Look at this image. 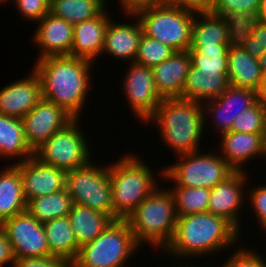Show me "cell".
Instances as JSON below:
<instances>
[{
  "mask_svg": "<svg viewBox=\"0 0 266 267\" xmlns=\"http://www.w3.org/2000/svg\"><path fill=\"white\" fill-rule=\"evenodd\" d=\"M220 137L219 153L235 171L247 172L244 164L262 156L263 133L229 131L221 134Z\"/></svg>",
  "mask_w": 266,
  "mask_h": 267,
  "instance_id": "cell-23",
  "label": "cell"
},
{
  "mask_svg": "<svg viewBox=\"0 0 266 267\" xmlns=\"http://www.w3.org/2000/svg\"><path fill=\"white\" fill-rule=\"evenodd\" d=\"M191 265V266H190ZM173 267H175V266H173ZM177 267H200V265L198 266V265H192V264H189L188 266L187 265H179V266H177ZM203 267V266H202ZM205 267V266H204Z\"/></svg>",
  "mask_w": 266,
  "mask_h": 267,
  "instance_id": "cell-49",
  "label": "cell"
},
{
  "mask_svg": "<svg viewBox=\"0 0 266 267\" xmlns=\"http://www.w3.org/2000/svg\"><path fill=\"white\" fill-rule=\"evenodd\" d=\"M177 219L172 192L159 186L126 218L140 247L144 243L163 250L174 235Z\"/></svg>",
  "mask_w": 266,
  "mask_h": 267,
  "instance_id": "cell-5",
  "label": "cell"
},
{
  "mask_svg": "<svg viewBox=\"0 0 266 267\" xmlns=\"http://www.w3.org/2000/svg\"><path fill=\"white\" fill-rule=\"evenodd\" d=\"M32 40L41 48L37 59L48 56L70 55L73 44V25L50 12L40 21Z\"/></svg>",
  "mask_w": 266,
  "mask_h": 267,
  "instance_id": "cell-19",
  "label": "cell"
},
{
  "mask_svg": "<svg viewBox=\"0 0 266 267\" xmlns=\"http://www.w3.org/2000/svg\"><path fill=\"white\" fill-rule=\"evenodd\" d=\"M111 17L105 9L99 16L73 26V44L70 56L96 62L102 55L105 32Z\"/></svg>",
  "mask_w": 266,
  "mask_h": 267,
  "instance_id": "cell-22",
  "label": "cell"
},
{
  "mask_svg": "<svg viewBox=\"0 0 266 267\" xmlns=\"http://www.w3.org/2000/svg\"><path fill=\"white\" fill-rule=\"evenodd\" d=\"M15 9L24 19L40 21L50 12V0H14Z\"/></svg>",
  "mask_w": 266,
  "mask_h": 267,
  "instance_id": "cell-38",
  "label": "cell"
},
{
  "mask_svg": "<svg viewBox=\"0 0 266 267\" xmlns=\"http://www.w3.org/2000/svg\"><path fill=\"white\" fill-rule=\"evenodd\" d=\"M258 62L263 74H266V50H264V52L258 57Z\"/></svg>",
  "mask_w": 266,
  "mask_h": 267,
  "instance_id": "cell-47",
  "label": "cell"
},
{
  "mask_svg": "<svg viewBox=\"0 0 266 267\" xmlns=\"http://www.w3.org/2000/svg\"><path fill=\"white\" fill-rule=\"evenodd\" d=\"M239 236L240 232L228 220L209 212L178 216L174 235L164 254L167 252L174 259L211 257L210 254L223 249H232L239 242Z\"/></svg>",
  "mask_w": 266,
  "mask_h": 267,
  "instance_id": "cell-2",
  "label": "cell"
},
{
  "mask_svg": "<svg viewBox=\"0 0 266 267\" xmlns=\"http://www.w3.org/2000/svg\"><path fill=\"white\" fill-rule=\"evenodd\" d=\"M12 267H71V264L60 257H26L15 258Z\"/></svg>",
  "mask_w": 266,
  "mask_h": 267,
  "instance_id": "cell-41",
  "label": "cell"
},
{
  "mask_svg": "<svg viewBox=\"0 0 266 267\" xmlns=\"http://www.w3.org/2000/svg\"><path fill=\"white\" fill-rule=\"evenodd\" d=\"M266 156V125L265 129L263 132V152H262V157L264 158Z\"/></svg>",
  "mask_w": 266,
  "mask_h": 267,
  "instance_id": "cell-48",
  "label": "cell"
},
{
  "mask_svg": "<svg viewBox=\"0 0 266 267\" xmlns=\"http://www.w3.org/2000/svg\"><path fill=\"white\" fill-rule=\"evenodd\" d=\"M136 16L144 35L175 51L189 50L195 12L166 4L142 10Z\"/></svg>",
  "mask_w": 266,
  "mask_h": 267,
  "instance_id": "cell-8",
  "label": "cell"
},
{
  "mask_svg": "<svg viewBox=\"0 0 266 267\" xmlns=\"http://www.w3.org/2000/svg\"><path fill=\"white\" fill-rule=\"evenodd\" d=\"M199 152L177 155L179 161L166 165L158 174L174 186L212 189L235 171L220 154Z\"/></svg>",
  "mask_w": 266,
  "mask_h": 267,
  "instance_id": "cell-7",
  "label": "cell"
},
{
  "mask_svg": "<svg viewBox=\"0 0 266 267\" xmlns=\"http://www.w3.org/2000/svg\"><path fill=\"white\" fill-rule=\"evenodd\" d=\"M248 176L245 171H234L213 187L207 208V212L228 220L240 233L242 230H240L241 220L239 219L242 214L239 212L244 208V198L247 199L243 195L247 194L244 188L248 184Z\"/></svg>",
  "mask_w": 266,
  "mask_h": 267,
  "instance_id": "cell-16",
  "label": "cell"
},
{
  "mask_svg": "<svg viewBox=\"0 0 266 267\" xmlns=\"http://www.w3.org/2000/svg\"><path fill=\"white\" fill-rule=\"evenodd\" d=\"M22 178L25 201L65 189L67 172L40 162L34 156L14 163Z\"/></svg>",
  "mask_w": 266,
  "mask_h": 267,
  "instance_id": "cell-17",
  "label": "cell"
},
{
  "mask_svg": "<svg viewBox=\"0 0 266 267\" xmlns=\"http://www.w3.org/2000/svg\"><path fill=\"white\" fill-rule=\"evenodd\" d=\"M107 0H50V13L73 26L99 16Z\"/></svg>",
  "mask_w": 266,
  "mask_h": 267,
  "instance_id": "cell-30",
  "label": "cell"
},
{
  "mask_svg": "<svg viewBox=\"0 0 266 267\" xmlns=\"http://www.w3.org/2000/svg\"><path fill=\"white\" fill-rule=\"evenodd\" d=\"M134 153H127L108 165L111 182L113 220L126 219L138 205L160 186L153 168ZM157 184V185H156Z\"/></svg>",
  "mask_w": 266,
  "mask_h": 267,
  "instance_id": "cell-4",
  "label": "cell"
},
{
  "mask_svg": "<svg viewBox=\"0 0 266 267\" xmlns=\"http://www.w3.org/2000/svg\"><path fill=\"white\" fill-rule=\"evenodd\" d=\"M120 8L130 18L131 15H136L142 10L155 8L167 4V0H119Z\"/></svg>",
  "mask_w": 266,
  "mask_h": 267,
  "instance_id": "cell-42",
  "label": "cell"
},
{
  "mask_svg": "<svg viewBox=\"0 0 266 267\" xmlns=\"http://www.w3.org/2000/svg\"><path fill=\"white\" fill-rule=\"evenodd\" d=\"M191 64L189 50L176 51L152 68L156 89L163 99L181 98Z\"/></svg>",
  "mask_w": 266,
  "mask_h": 267,
  "instance_id": "cell-20",
  "label": "cell"
},
{
  "mask_svg": "<svg viewBox=\"0 0 266 267\" xmlns=\"http://www.w3.org/2000/svg\"><path fill=\"white\" fill-rule=\"evenodd\" d=\"M260 0H214L211 13L231 19L237 26L256 19Z\"/></svg>",
  "mask_w": 266,
  "mask_h": 267,
  "instance_id": "cell-32",
  "label": "cell"
},
{
  "mask_svg": "<svg viewBox=\"0 0 266 267\" xmlns=\"http://www.w3.org/2000/svg\"><path fill=\"white\" fill-rule=\"evenodd\" d=\"M235 41L251 56L258 58L266 50V24L254 19L238 25Z\"/></svg>",
  "mask_w": 266,
  "mask_h": 267,
  "instance_id": "cell-33",
  "label": "cell"
},
{
  "mask_svg": "<svg viewBox=\"0 0 266 267\" xmlns=\"http://www.w3.org/2000/svg\"><path fill=\"white\" fill-rule=\"evenodd\" d=\"M93 64L70 55L37 59L33 70L41 81L42 98L63 107L74 118H80L92 85Z\"/></svg>",
  "mask_w": 266,
  "mask_h": 267,
  "instance_id": "cell-1",
  "label": "cell"
},
{
  "mask_svg": "<svg viewBox=\"0 0 266 267\" xmlns=\"http://www.w3.org/2000/svg\"><path fill=\"white\" fill-rule=\"evenodd\" d=\"M151 122L158 126L162 142L165 141L175 155L201 151L200 142L205 135L203 103L165 98L146 124Z\"/></svg>",
  "mask_w": 266,
  "mask_h": 267,
  "instance_id": "cell-3",
  "label": "cell"
},
{
  "mask_svg": "<svg viewBox=\"0 0 266 267\" xmlns=\"http://www.w3.org/2000/svg\"><path fill=\"white\" fill-rule=\"evenodd\" d=\"M73 205L72 197L66 189H63L27 201L26 211L38 222L44 223L58 217L68 216Z\"/></svg>",
  "mask_w": 266,
  "mask_h": 267,
  "instance_id": "cell-29",
  "label": "cell"
},
{
  "mask_svg": "<svg viewBox=\"0 0 266 267\" xmlns=\"http://www.w3.org/2000/svg\"><path fill=\"white\" fill-rule=\"evenodd\" d=\"M0 171V225L11 217L26 211L22 178L19 169L11 163Z\"/></svg>",
  "mask_w": 266,
  "mask_h": 267,
  "instance_id": "cell-25",
  "label": "cell"
},
{
  "mask_svg": "<svg viewBox=\"0 0 266 267\" xmlns=\"http://www.w3.org/2000/svg\"><path fill=\"white\" fill-rule=\"evenodd\" d=\"M42 99L41 81L31 69L21 78L0 90V114L23 118Z\"/></svg>",
  "mask_w": 266,
  "mask_h": 267,
  "instance_id": "cell-18",
  "label": "cell"
},
{
  "mask_svg": "<svg viewBox=\"0 0 266 267\" xmlns=\"http://www.w3.org/2000/svg\"><path fill=\"white\" fill-rule=\"evenodd\" d=\"M245 196L249 195L247 198L249 200L250 206L254 210L253 213L256 214L257 224L262 227L263 231L266 234V185L262 184L259 186L250 188Z\"/></svg>",
  "mask_w": 266,
  "mask_h": 267,
  "instance_id": "cell-39",
  "label": "cell"
},
{
  "mask_svg": "<svg viewBox=\"0 0 266 267\" xmlns=\"http://www.w3.org/2000/svg\"><path fill=\"white\" fill-rule=\"evenodd\" d=\"M68 217L79 246L94 240L113 221L105 213H100L78 204L73 205Z\"/></svg>",
  "mask_w": 266,
  "mask_h": 267,
  "instance_id": "cell-28",
  "label": "cell"
},
{
  "mask_svg": "<svg viewBox=\"0 0 266 267\" xmlns=\"http://www.w3.org/2000/svg\"><path fill=\"white\" fill-rule=\"evenodd\" d=\"M203 104L204 124H207L206 120H209L207 117L211 116V122L214 121L212 124H215L214 127L216 126V132L219 131V135L231 131L233 121L236 115L240 114L239 112L220 111V102L216 98L205 101Z\"/></svg>",
  "mask_w": 266,
  "mask_h": 267,
  "instance_id": "cell-37",
  "label": "cell"
},
{
  "mask_svg": "<svg viewBox=\"0 0 266 267\" xmlns=\"http://www.w3.org/2000/svg\"><path fill=\"white\" fill-rule=\"evenodd\" d=\"M34 152L25 139L21 118L0 114V157L18 159L19 163L32 157Z\"/></svg>",
  "mask_w": 266,
  "mask_h": 267,
  "instance_id": "cell-27",
  "label": "cell"
},
{
  "mask_svg": "<svg viewBox=\"0 0 266 267\" xmlns=\"http://www.w3.org/2000/svg\"><path fill=\"white\" fill-rule=\"evenodd\" d=\"M227 66L231 86L258 91L264 76L258 58L247 53L236 41L228 48Z\"/></svg>",
  "mask_w": 266,
  "mask_h": 267,
  "instance_id": "cell-24",
  "label": "cell"
},
{
  "mask_svg": "<svg viewBox=\"0 0 266 267\" xmlns=\"http://www.w3.org/2000/svg\"><path fill=\"white\" fill-rule=\"evenodd\" d=\"M234 252L221 267H261L264 261L262 255H259L254 249L241 247Z\"/></svg>",
  "mask_w": 266,
  "mask_h": 267,
  "instance_id": "cell-40",
  "label": "cell"
},
{
  "mask_svg": "<svg viewBox=\"0 0 266 267\" xmlns=\"http://www.w3.org/2000/svg\"><path fill=\"white\" fill-rule=\"evenodd\" d=\"M139 247L128 221L113 220L94 240L79 247L71 267H125Z\"/></svg>",
  "mask_w": 266,
  "mask_h": 267,
  "instance_id": "cell-6",
  "label": "cell"
},
{
  "mask_svg": "<svg viewBox=\"0 0 266 267\" xmlns=\"http://www.w3.org/2000/svg\"><path fill=\"white\" fill-rule=\"evenodd\" d=\"M191 67L181 98L205 102L218 98L229 86L228 56L190 54Z\"/></svg>",
  "mask_w": 266,
  "mask_h": 267,
  "instance_id": "cell-11",
  "label": "cell"
},
{
  "mask_svg": "<svg viewBox=\"0 0 266 267\" xmlns=\"http://www.w3.org/2000/svg\"><path fill=\"white\" fill-rule=\"evenodd\" d=\"M68 171L65 189L73 203L105 213L113 219V202L109 168L91 162Z\"/></svg>",
  "mask_w": 266,
  "mask_h": 267,
  "instance_id": "cell-9",
  "label": "cell"
},
{
  "mask_svg": "<svg viewBox=\"0 0 266 267\" xmlns=\"http://www.w3.org/2000/svg\"><path fill=\"white\" fill-rule=\"evenodd\" d=\"M170 191L175 199L178 216L207 212L211 189L185 186H174L173 188L172 186Z\"/></svg>",
  "mask_w": 266,
  "mask_h": 267,
  "instance_id": "cell-31",
  "label": "cell"
},
{
  "mask_svg": "<svg viewBox=\"0 0 266 267\" xmlns=\"http://www.w3.org/2000/svg\"><path fill=\"white\" fill-rule=\"evenodd\" d=\"M175 52L170 46L143 34L134 62L153 68L170 58Z\"/></svg>",
  "mask_w": 266,
  "mask_h": 267,
  "instance_id": "cell-34",
  "label": "cell"
},
{
  "mask_svg": "<svg viewBox=\"0 0 266 267\" xmlns=\"http://www.w3.org/2000/svg\"><path fill=\"white\" fill-rule=\"evenodd\" d=\"M214 0H167L168 5L178 6L195 13L211 12Z\"/></svg>",
  "mask_w": 266,
  "mask_h": 267,
  "instance_id": "cell-43",
  "label": "cell"
},
{
  "mask_svg": "<svg viewBox=\"0 0 266 267\" xmlns=\"http://www.w3.org/2000/svg\"><path fill=\"white\" fill-rule=\"evenodd\" d=\"M236 28L227 17L211 12L195 13L189 54L228 56V48L235 42Z\"/></svg>",
  "mask_w": 266,
  "mask_h": 267,
  "instance_id": "cell-12",
  "label": "cell"
},
{
  "mask_svg": "<svg viewBox=\"0 0 266 267\" xmlns=\"http://www.w3.org/2000/svg\"><path fill=\"white\" fill-rule=\"evenodd\" d=\"M261 267H266V257H265V261L262 262Z\"/></svg>",
  "mask_w": 266,
  "mask_h": 267,
  "instance_id": "cell-50",
  "label": "cell"
},
{
  "mask_svg": "<svg viewBox=\"0 0 266 267\" xmlns=\"http://www.w3.org/2000/svg\"><path fill=\"white\" fill-rule=\"evenodd\" d=\"M0 228L11 243L15 258L50 256L43 223L27 211L4 221Z\"/></svg>",
  "mask_w": 266,
  "mask_h": 267,
  "instance_id": "cell-13",
  "label": "cell"
},
{
  "mask_svg": "<svg viewBox=\"0 0 266 267\" xmlns=\"http://www.w3.org/2000/svg\"><path fill=\"white\" fill-rule=\"evenodd\" d=\"M127 74L124 76V91L133 115L140 120L146 121L154 114L163 100L156 89L152 68L131 62L128 64Z\"/></svg>",
  "mask_w": 266,
  "mask_h": 267,
  "instance_id": "cell-14",
  "label": "cell"
},
{
  "mask_svg": "<svg viewBox=\"0 0 266 267\" xmlns=\"http://www.w3.org/2000/svg\"><path fill=\"white\" fill-rule=\"evenodd\" d=\"M79 123V118H74L38 147L33 156L40 162L66 172L86 165L93 157L90 156L89 142Z\"/></svg>",
  "mask_w": 266,
  "mask_h": 267,
  "instance_id": "cell-10",
  "label": "cell"
},
{
  "mask_svg": "<svg viewBox=\"0 0 266 267\" xmlns=\"http://www.w3.org/2000/svg\"><path fill=\"white\" fill-rule=\"evenodd\" d=\"M256 20H259L266 24V0H260V6L256 16Z\"/></svg>",
  "mask_w": 266,
  "mask_h": 267,
  "instance_id": "cell-46",
  "label": "cell"
},
{
  "mask_svg": "<svg viewBox=\"0 0 266 267\" xmlns=\"http://www.w3.org/2000/svg\"><path fill=\"white\" fill-rule=\"evenodd\" d=\"M15 257L5 232L0 228V267L5 266L9 263L10 267L13 266Z\"/></svg>",
  "mask_w": 266,
  "mask_h": 267,
  "instance_id": "cell-44",
  "label": "cell"
},
{
  "mask_svg": "<svg viewBox=\"0 0 266 267\" xmlns=\"http://www.w3.org/2000/svg\"><path fill=\"white\" fill-rule=\"evenodd\" d=\"M266 125V107L257 100L251 107L236 115L231 131L263 133Z\"/></svg>",
  "mask_w": 266,
  "mask_h": 267,
  "instance_id": "cell-35",
  "label": "cell"
},
{
  "mask_svg": "<svg viewBox=\"0 0 266 267\" xmlns=\"http://www.w3.org/2000/svg\"><path fill=\"white\" fill-rule=\"evenodd\" d=\"M131 18L135 19L134 23H115L112 19L109 20L102 53H109V57L121 58L122 61H135L143 31L137 16L131 15Z\"/></svg>",
  "mask_w": 266,
  "mask_h": 267,
  "instance_id": "cell-21",
  "label": "cell"
},
{
  "mask_svg": "<svg viewBox=\"0 0 266 267\" xmlns=\"http://www.w3.org/2000/svg\"><path fill=\"white\" fill-rule=\"evenodd\" d=\"M50 256L60 257L70 264L75 260L79 245L68 216L58 217L43 223Z\"/></svg>",
  "mask_w": 266,
  "mask_h": 267,
  "instance_id": "cell-26",
  "label": "cell"
},
{
  "mask_svg": "<svg viewBox=\"0 0 266 267\" xmlns=\"http://www.w3.org/2000/svg\"><path fill=\"white\" fill-rule=\"evenodd\" d=\"M220 111L239 112L251 107L258 99L257 92L229 86L218 98Z\"/></svg>",
  "mask_w": 266,
  "mask_h": 267,
  "instance_id": "cell-36",
  "label": "cell"
},
{
  "mask_svg": "<svg viewBox=\"0 0 266 267\" xmlns=\"http://www.w3.org/2000/svg\"><path fill=\"white\" fill-rule=\"evenodd\" d=\"M7 0H0V4L1 3H5ZM10 1V0H9Z\"/></svg>",
  "mask_w": 266,
  "mask_h": 267,
  "instance_id": "cell-51",
  "label": "cell"
},
{
  "mask_svg": "<svg viewBox=\"0 0 266 267\" xmlns=\"http://www.w3.org/2000/svg\"><path fill=\"white\" fill-rule=\"evenodd\" d=\"M73 119L63 107L42 98L22 118L25 139L30 149L34 152Z\"/></svg>",
  "mask_w": 266,
  "mask_h": 267,
  "instance_id": "cell-15",
  "label": "cell"
},
{
  "mask_svg": "<svg viewBox=\"0 0 266 267\" xmlns=\"http://www.w3.org/2000/svg\"><path fill=\"white\" fill-rule=\"evenodd\" d=\"M257 99L266 107V74H264L261 85L257 91Z\"/></svg>",
  "mask_w": 266,
  "mask_h": 267,
  "instance_id": "cell-45",
  "label": "cell"
}]
</instances>
